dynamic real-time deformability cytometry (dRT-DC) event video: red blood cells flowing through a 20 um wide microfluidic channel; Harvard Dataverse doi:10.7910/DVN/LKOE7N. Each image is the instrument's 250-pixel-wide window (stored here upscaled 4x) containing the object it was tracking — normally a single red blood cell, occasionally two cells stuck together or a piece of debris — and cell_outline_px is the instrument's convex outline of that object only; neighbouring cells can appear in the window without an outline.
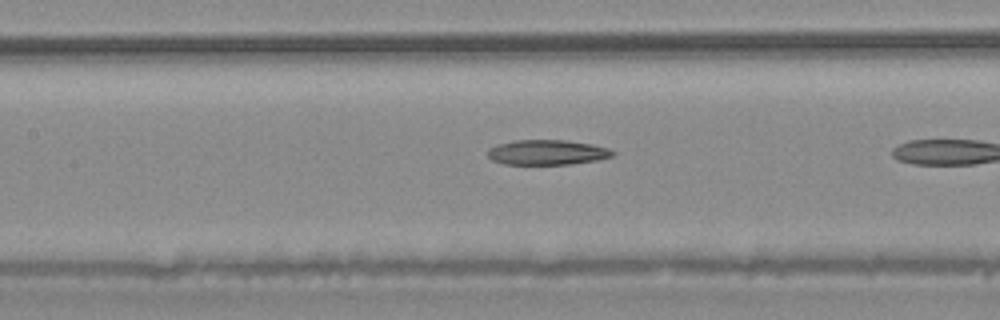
{"species": "common noctule bat (a hibernating species)", "species_latin": "Nyctalus noctula", "temperature_condition": "warm", "stored_images_in_passage": 7, "camera_frame_rate_fps": 3000, "um_per_image_px": 0.085, "animal": {"sex": "male", "body_mass_g": 20.4}, "frame": {"image": 1, "passage_image": 6, "time_ms": 1.667, "image_size_px": [1000, 320], "cell_outline_px": [[616, 152], [612, 156], [596, 160], [572, 164], [504, 164], [492, 160], [488, 156], [488, 148], [496, 144], [516, 140], [564, 140], [592, 144], [608, 148]], "centroid_in_image_um": [46.49, 12.95], "position_along_channel_um": 160.9, "area_um2": 18.21}}